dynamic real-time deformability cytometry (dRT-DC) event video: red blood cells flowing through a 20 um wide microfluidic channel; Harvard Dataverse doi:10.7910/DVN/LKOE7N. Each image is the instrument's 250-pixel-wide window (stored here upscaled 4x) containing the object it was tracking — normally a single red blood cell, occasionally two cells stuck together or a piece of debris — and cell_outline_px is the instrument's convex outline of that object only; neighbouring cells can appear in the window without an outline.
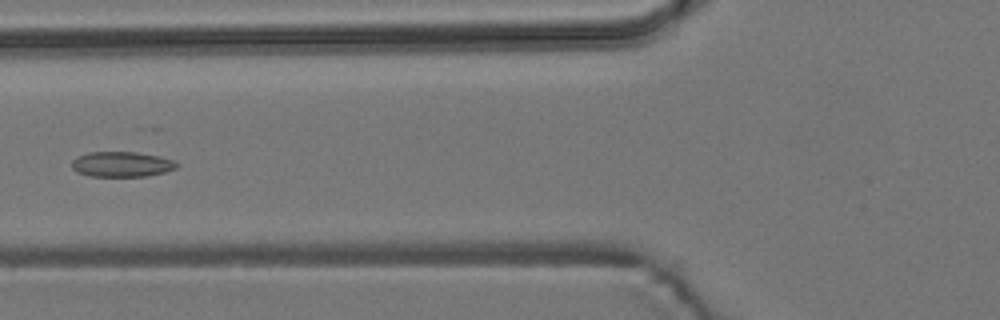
{"species": "common noctule bat (a hibernating species)", "species_latin": "Nyctalus noctula", "temperature_condition": "room temperature", "stored_images_in_passage": 6, "camera_frame_rate_fps": 3000, "um_per_image_px": 0.085, "animal": {"sex": "male", "body_mass_g": 19.2, "forearm_length_mm": 51.8}, "frame": {"image": 1, "passage_image": 6, "time_ms": 5.667, "image_size_px": [1000, 320], "cell_outline_px": [[180, 164], [176, 168], [164, 172], [148, 176], [88, 176], [76, 172], [72, 168], [72, 160], [76, 156], [88, 152], [136, 152], [160, 156], [176, 160]], "centroid_in_image_um": [10.35, 13.96], "position_along_channel_um": 115.4, "area_um2": 15.66}}